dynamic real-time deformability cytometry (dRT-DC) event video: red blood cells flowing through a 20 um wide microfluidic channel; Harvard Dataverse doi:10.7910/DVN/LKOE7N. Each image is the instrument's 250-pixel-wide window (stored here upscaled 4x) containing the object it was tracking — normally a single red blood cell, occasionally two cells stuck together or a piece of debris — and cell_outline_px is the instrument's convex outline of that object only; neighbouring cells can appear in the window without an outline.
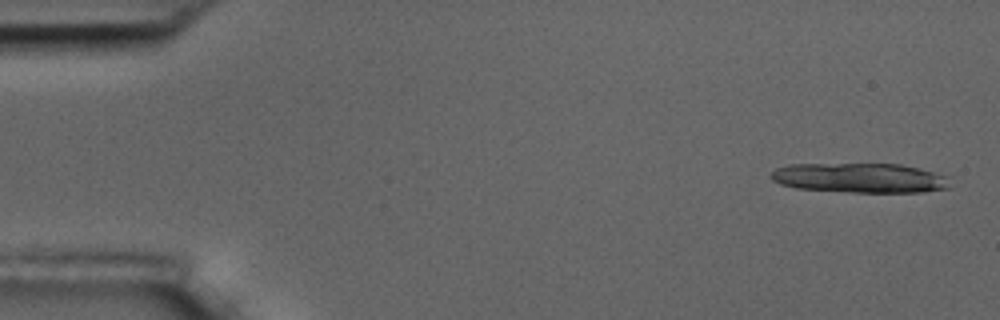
{"species": "common noctule bat (a hibernating species)", "species_latin": "Nyctalus noctula", "temperature_condition": "room temperature", "stored_images_in_passage": 5, "camera_frame_rate_fps": 3000, "um_per_image_px": 0.085, "animal": {"sex": "male", "body_mass_g": 17.5, "forearm_length_mm": 52.3}, "frame": {"image": 1, "passage_image": 1, "time_ms": 0.0, "image_size_px": [1000, 320], "cell_outline_px": [[952, 188], [924, 192], [852, 192], [796, 188], [780, 184], [772, 180], [768, 176], [776, 168], [788, 164], [900, 164], [952, 176]], "centroid_in_image_um": [73.17, 15.13], "position_along_channel_um": 11.8, "area_um2": 31.44}}